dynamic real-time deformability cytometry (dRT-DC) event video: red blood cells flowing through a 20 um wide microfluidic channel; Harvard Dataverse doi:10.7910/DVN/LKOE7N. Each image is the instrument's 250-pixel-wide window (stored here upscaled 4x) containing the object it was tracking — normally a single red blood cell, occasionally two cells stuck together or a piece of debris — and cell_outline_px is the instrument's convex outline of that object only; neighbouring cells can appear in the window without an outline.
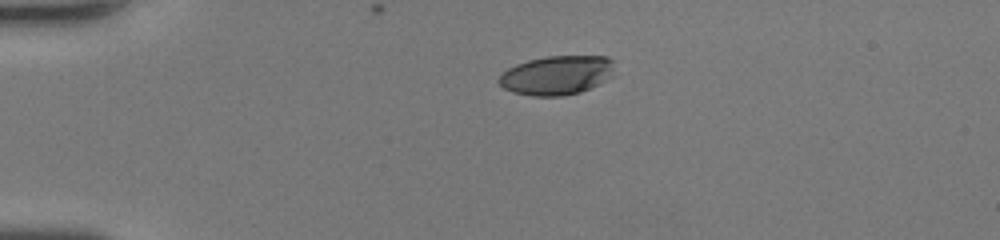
{"species": "human", "species_latin": "Homo sapiens", "temperature_condition": "room temperature", "stored_images_in_passage": 10, "camera_frame_rate_fps": 3000, "um_per_image_px": 0.085, "donor": {"sex": "female"}, "frame": {"image": 1, "passage_image": 1, "time_ms": 0.0, "image_size_px": [1000, 240], "cell_outline_px": [[612, 76], [600, 84], [580, 92], [564, 96], [532, 96], [512, 92], [504, 88], [496, 80], [508, 68], [516, 64], [528, 60], [548, 56], [608, 56], [612, 60]], "centroid_in_image_um": [47.31, 6.4], "position_along_channel_um": 37.7, "area_um2": 26.41}}
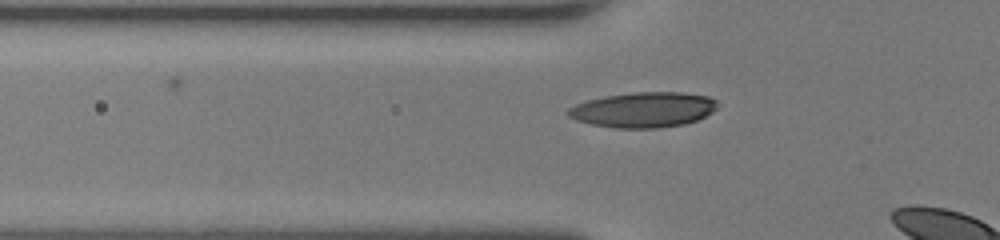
{"frame": {"image": 2, "passage_image": 7, "time_ms": 2.0, "image_size_px": [1000, 240], "cell_outline_px": [[716, 108], [712, 112], [696, 120], [684, 124], [660, 128], [616, 128], [592, 124], [576, 120], [568, 116], [568, 108], [576, 104], [588, 100], [608, 96], [632, 92], [684, 92], [708, 96], [716, 100]], "centroid_in_image_um": [54.7, 9.33], "position_along_channel_um": 71.1, "area_um2": 30.52}}